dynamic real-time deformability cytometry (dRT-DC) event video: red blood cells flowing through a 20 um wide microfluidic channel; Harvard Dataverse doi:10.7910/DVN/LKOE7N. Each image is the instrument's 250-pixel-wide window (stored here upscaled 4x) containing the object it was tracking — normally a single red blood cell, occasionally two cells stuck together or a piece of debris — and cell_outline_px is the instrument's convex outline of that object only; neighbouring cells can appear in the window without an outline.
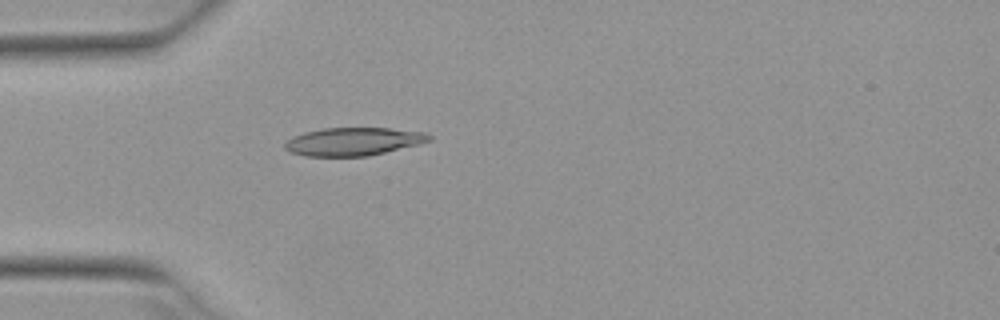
{"species": "Egyptian fruit bat (a non-hibernating species)", "species_latin": "Rousettus aegyptiacus", "temperature_condition": "warm", "stored_images_in_passage": 4, "camera_frame_rate_fps": 3000, "um_per_image_px": 0.085, "animal": {"sex": "female"}, "frame": {"image": 1, "passage_image": 4, "time_ms": 1.0, "image_size_px": [1000, 320], "cell_outline_px": [[432, 140], [368, 156], [304, 156], [292, 152], [284, 148], [284, 144], [292, 136], [304, 132], [324, 128], [388, 128], [424, 132], [432, 136]], "centroid_in_image_um": [30.0, 12.02], "position_along_channel_um": 55.0, "area_um2": 23.35}}